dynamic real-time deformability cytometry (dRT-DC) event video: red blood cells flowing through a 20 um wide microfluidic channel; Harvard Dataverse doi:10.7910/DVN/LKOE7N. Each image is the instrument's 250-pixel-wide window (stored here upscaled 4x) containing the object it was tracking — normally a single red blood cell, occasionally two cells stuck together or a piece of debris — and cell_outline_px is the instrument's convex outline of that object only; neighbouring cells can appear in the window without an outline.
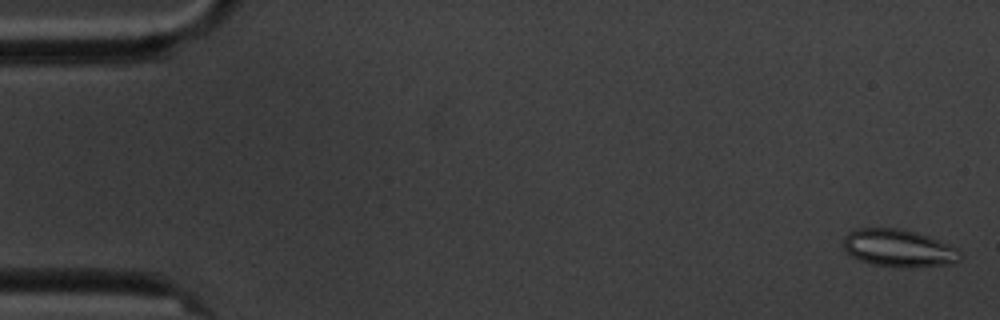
{"species": "common noctule bat (a hibernating species)", "species_latin": "Nyctalus noctula", "temperature_condition": "cold", "stored_images_in_passage": 7, "camera_frame_rate_fps": 3000, "um_per_image_px": 0.085, "animal": {"sex": "male", "body_mass_g": 20.1, "forearm_length_mm": 53.5}, "frame": {"image": 1, "passage_image": 1, "time_ms": 0.0, "image_size_px": [1000, 320], "cell_outline_px": [[960, 260], [948, 264], [912, 268], [904, 268], [872, 264], [860, 260], [852, 256], [844, 248], [844, 236], [848, 232], [860, 228], [896, 228], [916, 232], [928, 236], [956, 248], [960, 252]], "centroid_in_image_um": [76.37, 21.1], "position_along_channel_um": 8.6, "area_um2": 25.37}}
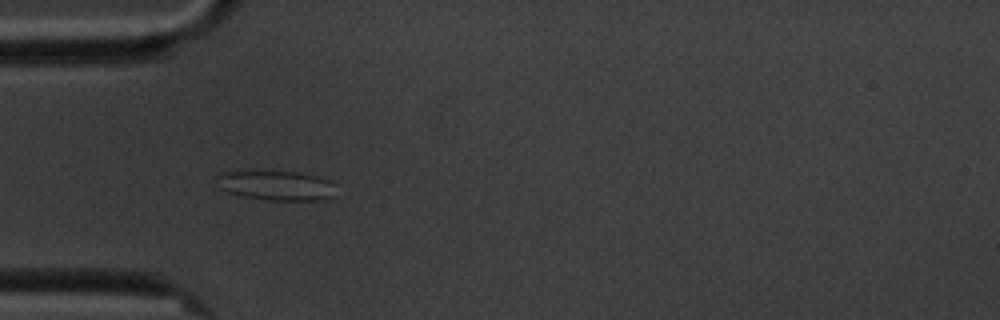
{"frame": {"image": 2, "passage_image": 5, "time_ms": 5.333, "image_size_px": [1000, 320], "cell_outline_px": [[336, 196], [324, 200], [268, 200], [244, 196], [228, 192], [220, 188], [216, 176], [236, 168], [296, 172], [316, 176], [328, 180]], "centroid_in_image_um": [23.4, 15.72], "position_along_channel_um": 61.6, "area_um2": 21.1}}
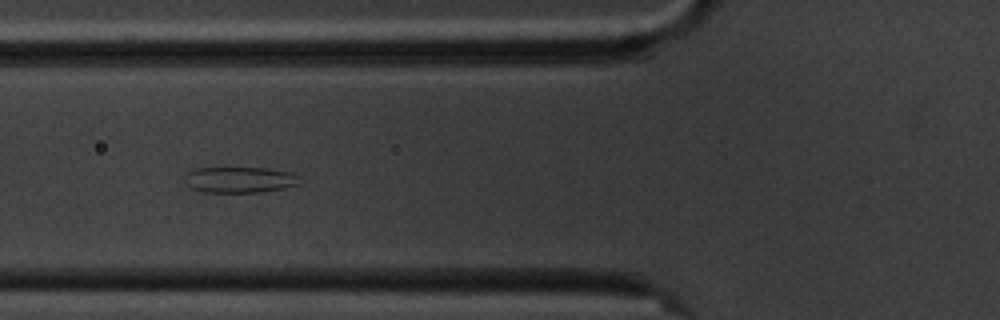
{"frame": {"image": 3, "passage_image": 6, "time_ms": 6.667, "image_size_px": [1000, 320], "cell_outline_px": [[300, 184], [260, 192], [204, 192], [192, 188], [188, 184], [184, 176], [188, 172], [196, 168], [268, 168], [292, 172], [296, 176]], "centroid_in_image_um": [20.36, 15.27], "position_along_channel_um": 105.4, "area_um2": 17.11}}